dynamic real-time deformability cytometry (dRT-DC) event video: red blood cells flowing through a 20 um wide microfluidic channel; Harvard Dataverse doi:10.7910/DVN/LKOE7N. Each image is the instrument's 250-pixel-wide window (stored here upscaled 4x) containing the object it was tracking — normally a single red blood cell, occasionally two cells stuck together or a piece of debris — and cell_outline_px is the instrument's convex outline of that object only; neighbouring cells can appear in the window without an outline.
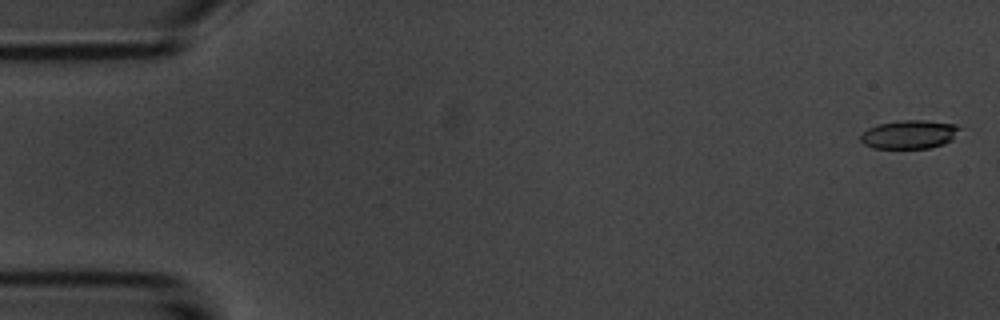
{"species": "common noctule bat (a hibernating species)", "species_latin": "Nyctalus noctula", "temperature_condition": "room temperature", "stored_images_in_passage": 3, "camera_frame_rate_fps": 3000, "um_per_image_px": 0.085, "animal": {"sex": "male", "body_mass_g": 20.1, "forearm_length_mm": 53.5}, "frame": {"image": 1, "passage_image": 1, "time_ms": 0.0, "image_size_px": [1000, 320], "cell_outline_px": [[964, 128], [952, 140], [944, 144], [928, 148], [872, 148], [864, 144], [860, 140], [860, 136], [868, 128], [880, 124], [900, 120], [924, 120], [956, 124]], "centroid_in_image_um": [77.35, 11.42], "position_along_channel_um": 7.6, "area_um2": 16.65}}